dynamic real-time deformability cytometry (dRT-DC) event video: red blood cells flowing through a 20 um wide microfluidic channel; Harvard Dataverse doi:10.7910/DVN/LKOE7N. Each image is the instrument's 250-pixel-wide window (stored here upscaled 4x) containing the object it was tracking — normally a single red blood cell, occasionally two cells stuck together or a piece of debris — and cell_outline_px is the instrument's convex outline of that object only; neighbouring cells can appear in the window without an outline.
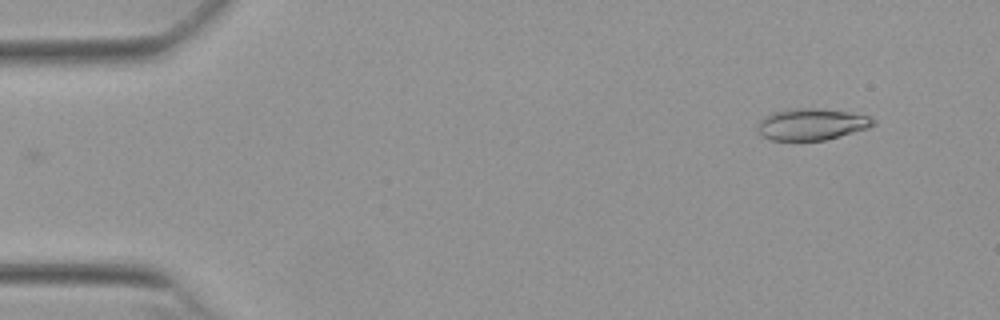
{"species": "Egyptian fruit bat (a non-hibernating species)", "species_latin": "Rousettus aegyptiacus", "temperature_condition": "warm", "stored_images_in_passage": 41, "camera_frame_rate_fps": 3000, "um_per_image_px": 0.085, "animal": {"sex": "female"}, "frame": {"image": 1, "passage_image": 1, "time_ms": 0.0, "image_size_px": [1000, 320], "cell_outline_px": [[876, 124], [868, 128], [824, 140], [768, 140], [756, 128], [756, 124], [764, 116], [772, 112], [792, 108], [816, 108], [848, 112], [872, 116], [876, 120]], "centroid_in_image_um": [68.98, 10.55], "position_along_channel_um": 16.0, "area_um2": 21.39}}
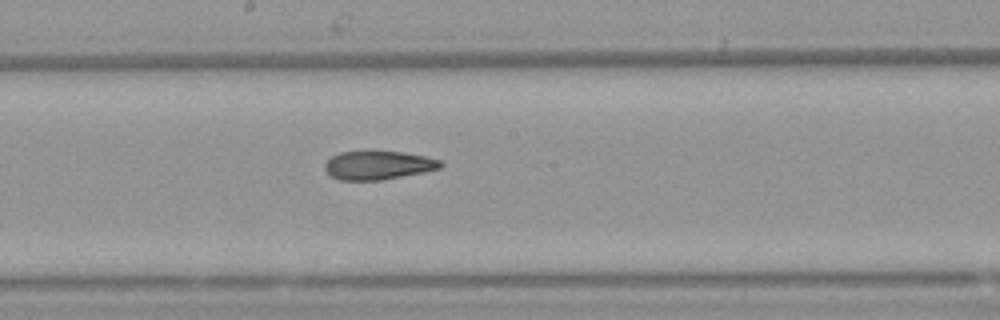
{"frame": {"image": 2, "passage_image": 25, "time_ms": 8.0, "image_size_px": [1000, 320], "cell_outline_px": [[444, 164], [440, 168], [424, 172], [380, 180], [340, 180], [332, 176], [324, 168], [324, 164], [332, 156], [340, 152], [368, 148], [372, 148], [404, 152], [424, 156], [440, 160]], "centroid_in_image_um": [32.13, 13.99], "position_along_channel_um": 216.1, "area_um2": 20.0}}
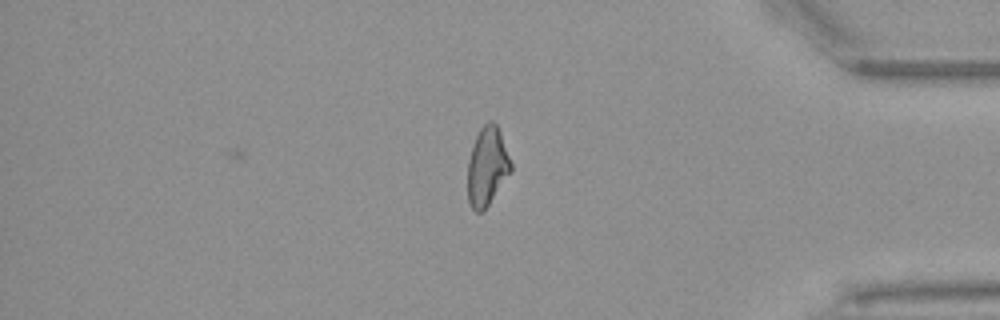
{"frame": {"image": 3, "passage_image": 41, "time_ms": 13.333, "image_size_px": [1000, 320], "cell_outline_px": [[512, 172], [484, 212], [476, 212], [472, 208], [468, 200], [468, 160], [472, 144], [480, 128], [488, 120], [492, 120], [496, 124], [500, 132], [512, 164]], "centroid_in_image_um": [41.42, 14.17], "position_along_channel_um": 393.8, "area_um2": 20.11}, "authors_computed_cell_mechanics": {"area_um2": 20.1144, "velocity_mm_per_s": 3.8579, "shape_relaxation_time_tau1_ms": null, "shape_relaxation_time_tau2_ms": 2.9771, "deformation_change_tau1": null, "deformation_change_tau2": 0.11}}